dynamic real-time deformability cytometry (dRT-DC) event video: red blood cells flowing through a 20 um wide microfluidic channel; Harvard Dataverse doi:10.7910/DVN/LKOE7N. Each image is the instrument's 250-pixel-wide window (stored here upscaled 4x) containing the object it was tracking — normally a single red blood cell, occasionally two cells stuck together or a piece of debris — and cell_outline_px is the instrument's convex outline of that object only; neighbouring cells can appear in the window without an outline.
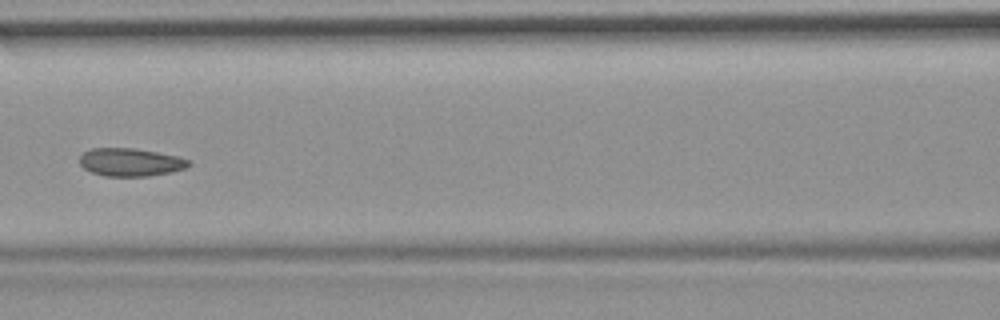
{"species": "common noctule bat (a hibernating species)", "species_latin": "Nyctalus noctula", "temperature_condition": "room temperature", "stored_images_in_passage": 9, "camera_frame_rate_fps": 3000, "um_per_image_px": 0.085, "animal": {"sex": "female", "body_mass_g": 19.9}, "frame": {"image": 1, "passage_image": 6, "time_ms": 1.667, "image_size_px": [1000, 320], "cell_outline_px": [[192, 164], [184, 168], [172, 172], [148, 176], [104, 176], [92, 172], [84, 168], [80, 164], [80, 156], [84, 152], [92, 148], [132, 148], [156, 152], [176, 156], [192, 160]], "centroid_in_image_um": [11.11, 13.79], "position_along_channel_um": 155.5, "area_um2": 17.74}}
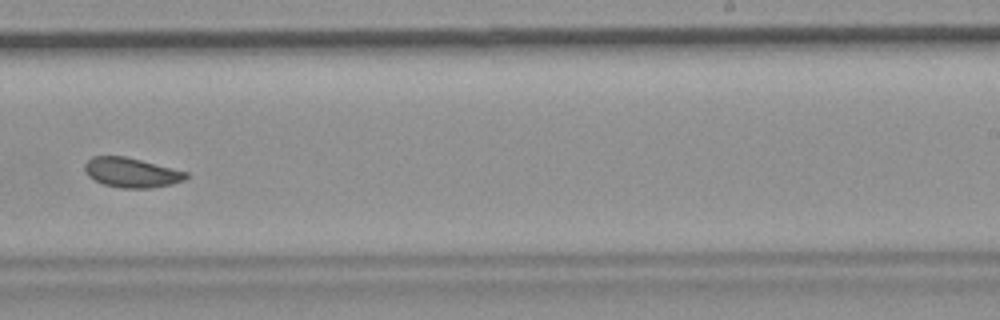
{"frame": {"image": 2, "passage_image": 9, "time_ms": 2.667, "image_size_px": [1000, 320], "cell_outline_px": [[188, 176], [184, 180], [172, 184], [152, 188], [124, 188], [104, 184], [88, 176], [84, 172], [84, 164], [92, 156], [124, 156], [188, 172]], "centroid_in_image_um": [11.16, 14.67], "position_along_channel_um": 277.8, "area_um2": 17.4}}